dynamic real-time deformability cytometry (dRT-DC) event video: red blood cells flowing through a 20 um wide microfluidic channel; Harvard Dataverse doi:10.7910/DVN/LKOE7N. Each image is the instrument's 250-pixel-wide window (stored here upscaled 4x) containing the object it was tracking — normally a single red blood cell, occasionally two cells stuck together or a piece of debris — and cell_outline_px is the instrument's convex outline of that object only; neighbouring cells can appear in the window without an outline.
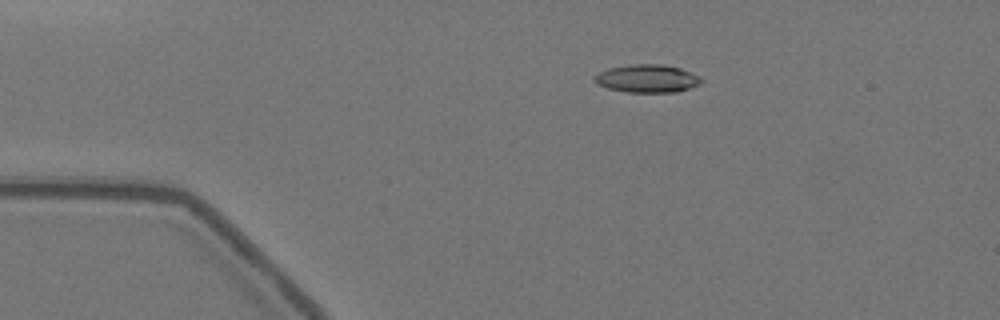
{"species": "Egyptian fruit bat (a non-hibernating species)", "species_latin": "Rousettus aegyptiacus", "temperature_condition": "warm", "stored_images_in_passage": 55, "camera_frame_rate_fps": 3000, "um_per_image_px": 0.085, "animal": {"sex": "female"}, "frame": {"image": 1, "passage_image": 8, "time_ms": 2.333, "image_size_px": [1000, 320], "cell_outline_px": [[704, 80], [700, 84], [676, 92], [628, 92], [608, 88], [596, 84], [592, 80], [592, 76], [608, 68], [628, 64], [660, 64], [680, 68], [700, 76]], "centroid_in_image_um": [54.98, 6.67], "position_along_channel_um": 30.0, "area_um2": 17.51}}
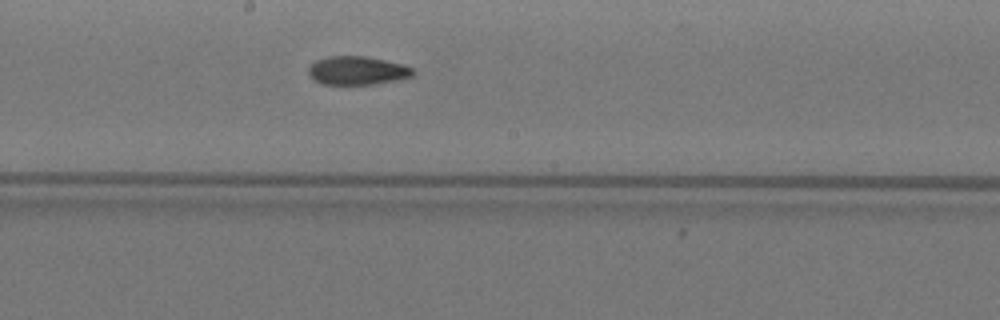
{"frame": {"image": 2, "passage_image": 28, "time_ms": 9.0, "image_size_px": [1000, 320], "cell_outline_px": [[412, 76], [396, 80], [372, 84], [324, 84], [316, 80], [308, 72], [308, 68], [316, 60], [328, 56], [364, 56], [404, 64], [412, 68]], "centroid_in_image_um": [30.36, 5.99], "position_along_channel_um": 217.8, "area_um2": 17.05}}
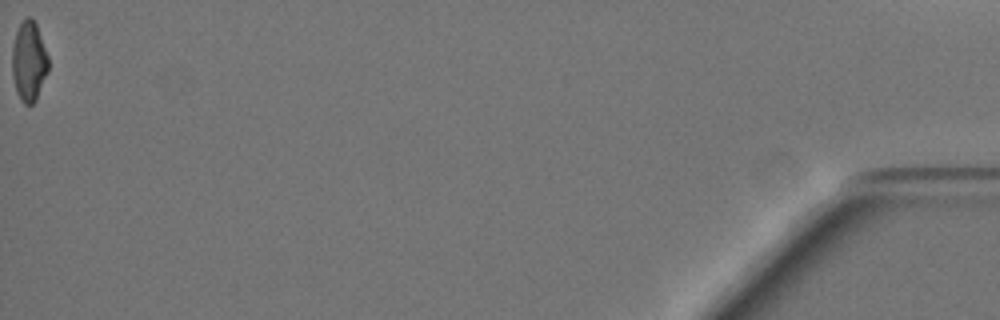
{"frame": {"image": 3, "passage_image": 55, "time_ms": 18.0, "image_size_px": [1000, 320], "cell_outline_px": [[48, 72], [36, 100], [32, 104], [24, 104], [20, 100], [16, 92], [12, 76], [12, 44], [16, 32], [20, 24], [28, 16], [32, 16], [36, 24], [48, 56]], "centroid_in_image_um": [2.45, 5.23], "position_along_channel_um": 432.8, "area_um2": 16.99}, "authors_computed_cell_mechanics": {"area_um2": 17.3978, "velocity_mm_per_s": 3.5471, "shape_relaxation_time_tau1_ms": null, "shape_relaxation_time_tau2_ms": 4.1176, "deformation_change_tau1": null, "deformation_change_tau2": 0.0986}}